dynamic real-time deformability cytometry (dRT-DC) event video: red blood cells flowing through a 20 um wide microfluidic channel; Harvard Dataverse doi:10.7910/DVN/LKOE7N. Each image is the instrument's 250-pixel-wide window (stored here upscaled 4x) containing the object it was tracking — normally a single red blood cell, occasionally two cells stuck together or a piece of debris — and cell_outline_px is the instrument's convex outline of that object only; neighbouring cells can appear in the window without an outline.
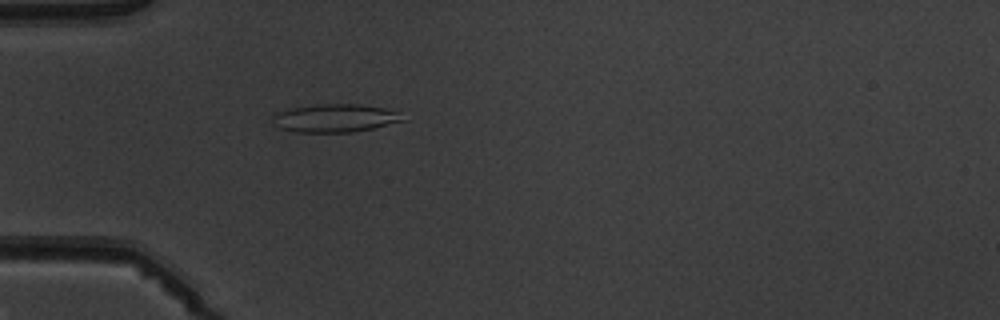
{"species": "common noctule bat (a hibernating species)", "species_latin": "Nyctalus noctula", "temperature_condition": "warm", "stored_images_in_passage": 4, "camera_frame_rate_fps": 3000, "um_per_image_px": 0.085, "animal": {"sex": "male", "body_mass_g": 19.5, "forearm_length_mm": 54.6}, "frame": {"image": 1, "passage_image": 4, "time_ms": 4.667, "image_size_px": [1000, 320], "cell_outline_px": [[408, 120], [372, 128], [352, 132], [296, 132], [280, 128], [272, 124], [272, 116], [276, 112], [292, 108], [316, 104], [356, 104], [384, 108], [396, 112]], "centroid_in_image_um": [28.44, 10.04], "position_along_channel_um": 56.6, "area_um2": 21.27}}